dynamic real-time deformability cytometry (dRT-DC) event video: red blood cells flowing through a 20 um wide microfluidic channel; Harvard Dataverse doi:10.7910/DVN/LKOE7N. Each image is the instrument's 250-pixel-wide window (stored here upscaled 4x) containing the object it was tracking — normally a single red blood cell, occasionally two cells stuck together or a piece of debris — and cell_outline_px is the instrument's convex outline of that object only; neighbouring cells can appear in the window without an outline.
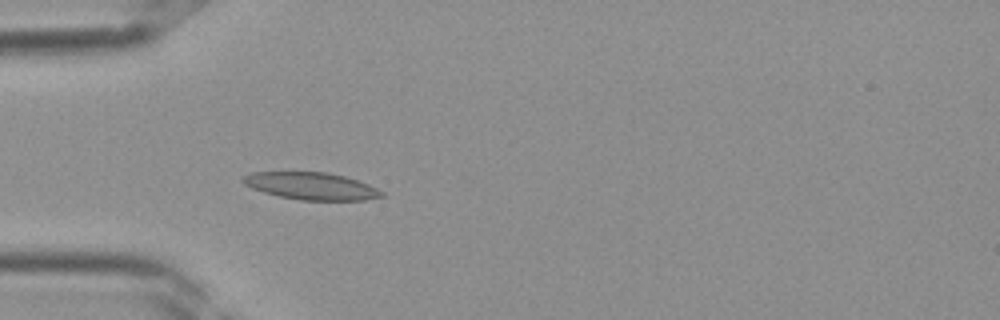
{"species": "Egyptian fruit bat (a non-hibernating species)", "species_latin": "Rousettus aegyptiacus", "temperature_condition": "room temperature", "stored_images_in_passage": 28, "camera_frame_rate_fps": 3000, "um_per_image_px": 0.085, "frame": {"image": 1, "passage_image": 1, "time_ms": 0.0, "image_size_px": [1000, 320], "cell_outline_px": [[384, 196], [364, 200], [300, 200], [280, 196], [264, 192], [252, 188], [244, 184], [240, 180], [244, 176], [252, 172], [328, 172], [344, 176], [368, 184], [384, 192]], "centroid_in_image_um": [26.45, 15.81], "position_along_channel_um": 58.5, "area_um2": 21.91}}
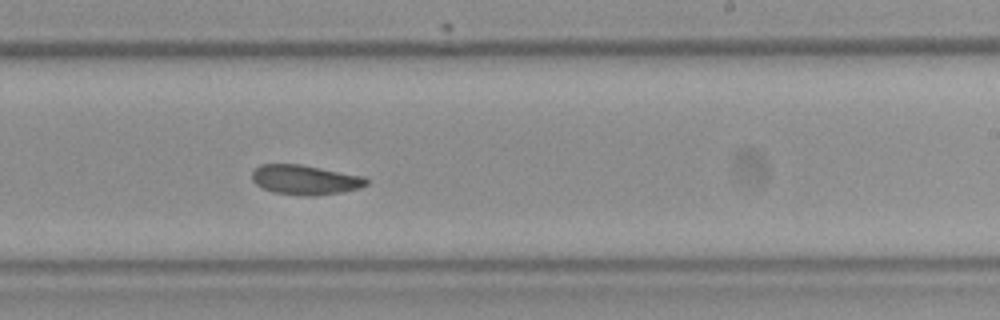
{"frame": {"image": 2, "passage_image": 13, "time_ms": 4.0, "image_size_px": [1000, 320], "cell_outline_px": [[368, 184], [360, 188], [340, 192], [312, 196], [304, 196], [272, 192], [256, 184], [252, 180], [252, 172], [260, 164], [300, 164], [364, 176], [368, 180]], "centroid_in_image_um": [25.93, 15.28], "position_along_channel_um": 263.1, "area_um2": 19.77}}
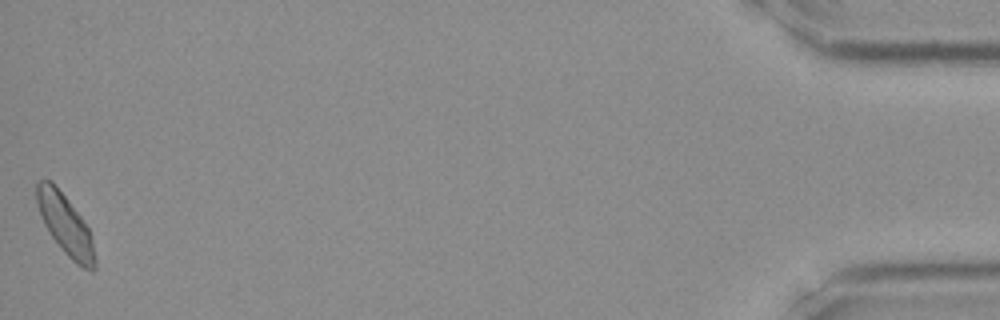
{"frame": {"image": 3, "passage_image": 28, "time_ms": 9.0, "image_size_px": [1000, 320], "cell_outline_px": [[96, 268], [92, 272], [76, 264], [64, 252], [48, 232], [40, 216], [36, 204], [36, 180], [52, 180], [68, 200], [80, 216], [88, 228], [92, 240], [96, 260]], "centroid_in_image_um": [5.53, 19.09], "position_along_channel_um": 429.7, "area_um2": 20.52}}